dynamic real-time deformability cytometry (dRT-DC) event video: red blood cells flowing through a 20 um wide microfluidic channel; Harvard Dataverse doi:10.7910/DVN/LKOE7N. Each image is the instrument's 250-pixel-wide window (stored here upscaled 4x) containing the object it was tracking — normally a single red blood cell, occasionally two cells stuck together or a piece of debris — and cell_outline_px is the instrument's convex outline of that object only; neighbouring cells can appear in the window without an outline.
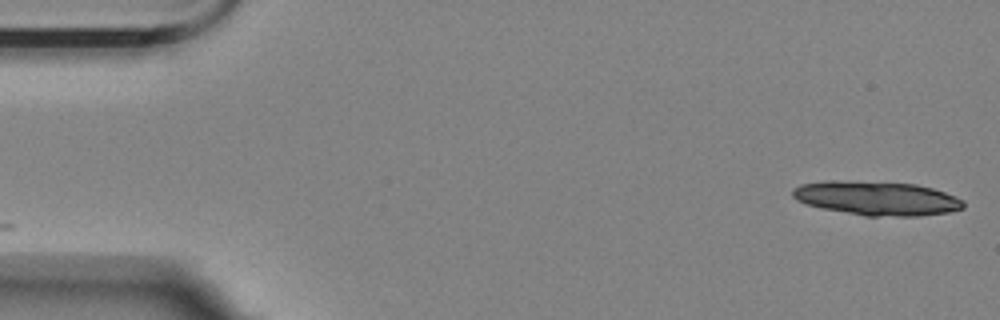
{"species": "Egyptian fruit bat (a non-hibernating species)", "species_latin": "Rousettus aegyptiacus", "temperature_condition": "room temperature", "stored_images_in_passage": 19, "camera_frame_rate_fps": 3000, "um_per_image_px": 0.085, "animal": {"sex": "female"}, "frame": {"image": 1, "passage_image": 1, "time_ms": 0.0, "image_size_px": [1000, 320], "cell_outline_px": [[964, 208], [948, 212], [920, 216], [864, 216], [820, 208], [796, 200], [792, 196], [792, 188], [800, 184], [824, 180], [832, 180], [916, 184], [932, 188], [956, 196], [964, 200]], "centroid_in_image_um": [74.51, 16.85], "position_along_channel_um": 10.5, "area_um2": 34.04}}
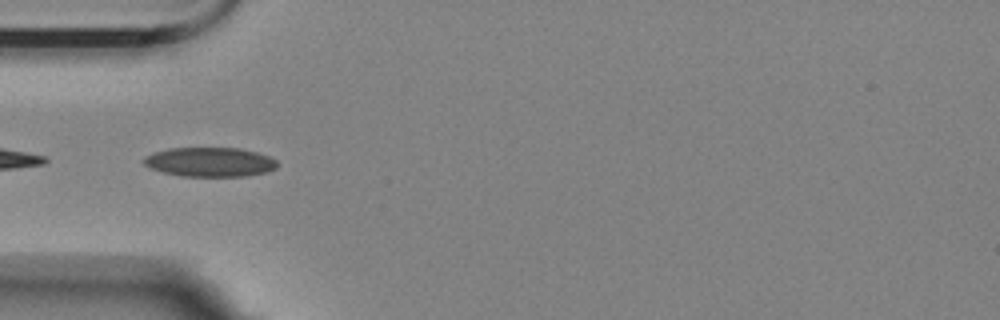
{"frame": {"image": 2, "passage_image": 17, "time_ms": 5.333, "image_size_px": [1000, 320], "cell_outline_px": [[276, 168], [268, 172], [248, 176], [180, 176], [148, 168], [140, 160], [144, 156], [168, 148], [240, 148], [256, 152], [268, 156], [276, 160]], "centroid_in_image_um": [17.81, 13.77], "position_along_channel_um": 67.2, "area_um2": 22.95}}